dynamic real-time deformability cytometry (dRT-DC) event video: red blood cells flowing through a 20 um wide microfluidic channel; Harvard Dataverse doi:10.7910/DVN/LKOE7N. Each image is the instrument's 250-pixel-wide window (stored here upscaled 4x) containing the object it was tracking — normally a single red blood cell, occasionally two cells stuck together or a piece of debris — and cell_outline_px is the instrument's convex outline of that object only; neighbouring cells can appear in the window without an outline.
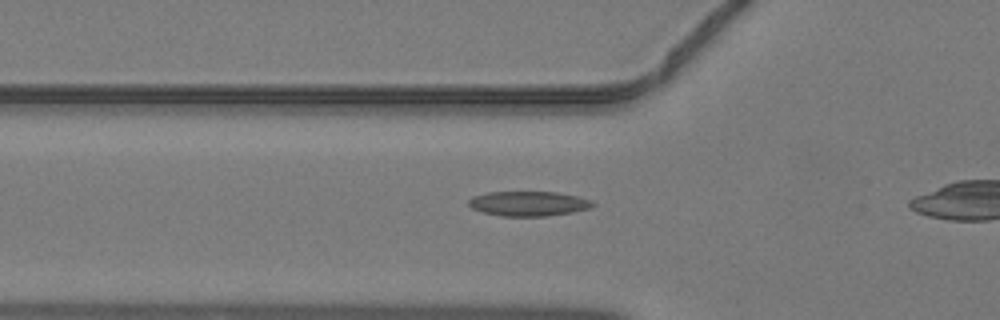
{"species": "common noctule bat (a hibernating species)", "species_latin": "Nyctalus noctula", "temperature_condition": "warm", "stored_images_in_passage": 29, "camera_frame_rate_fps": 3000, "um_per_image_px": 0.085, "animal": {"sex": "male", "body_mass_g": 19.2, "forearm_length_mm": 51.8}, "frame": {"image": 1, "passage_image": 6, "time_ms": 1.667, "image_size_px": [1000, 320], "cell_outline_px": [[596, 204], [592, 208], [572, 212], [548, 216], [500, 216], [484, 212], [472, 208], [468, 204], [468, 200], [472, 196], [488, 192], [556, 192], [576, 196], [592, 200]], "centroid_in_image_um": [44.94, 17.31], "position_along_channel_um": 80.9, "area_um2": 17.98}}
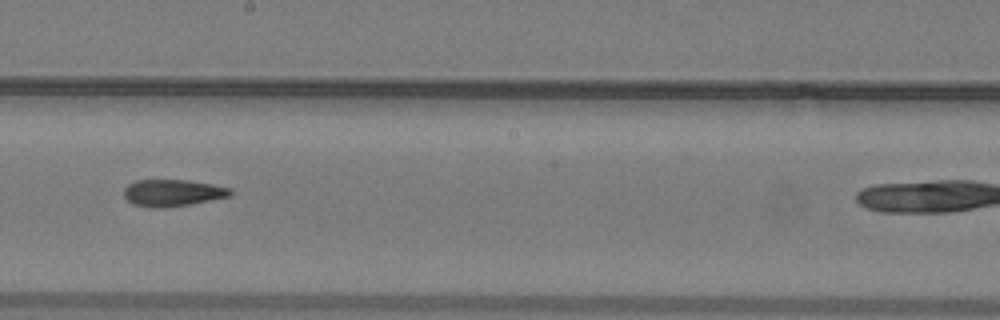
{"frame": {"image": 2, "passage_image": 16, "time_ms": 5.0, "image_size_px": [1000, 320], "cell_outline_px": [[232, 196], [192, 204], [164, 208], [152, 208], [132, 204], [124, 196], [124, 188], [128, 184], [136, 180], [188, 180], [212, 184], [232, 188]], "centroid_in_image_um": [14.69, 16.4], "position_along_channel_um": 233.5, "area_um2": 16.88}}
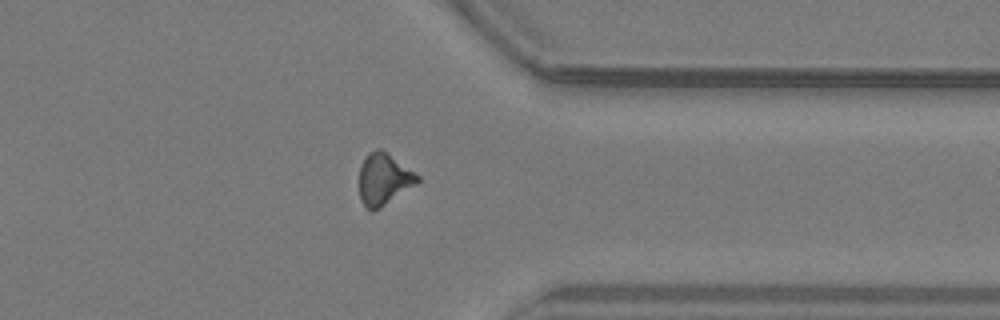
{"frame": {"image": 3, "passage_image": 26, "time_ms": 8.333, "image_size_px": [1000, 320], "cell_outline_px": [[420, 180], [416, 184], [380, 208], [372, 212], [364, 208], [360, 200], [360, 164], [368, 152], [376, 148], [380, 148], [388, 152], [420, 176]], "centroid_in_image_um": [32.6, 15.22], "position_along_channel_um": 378.8, "area_um2": 17.74}}